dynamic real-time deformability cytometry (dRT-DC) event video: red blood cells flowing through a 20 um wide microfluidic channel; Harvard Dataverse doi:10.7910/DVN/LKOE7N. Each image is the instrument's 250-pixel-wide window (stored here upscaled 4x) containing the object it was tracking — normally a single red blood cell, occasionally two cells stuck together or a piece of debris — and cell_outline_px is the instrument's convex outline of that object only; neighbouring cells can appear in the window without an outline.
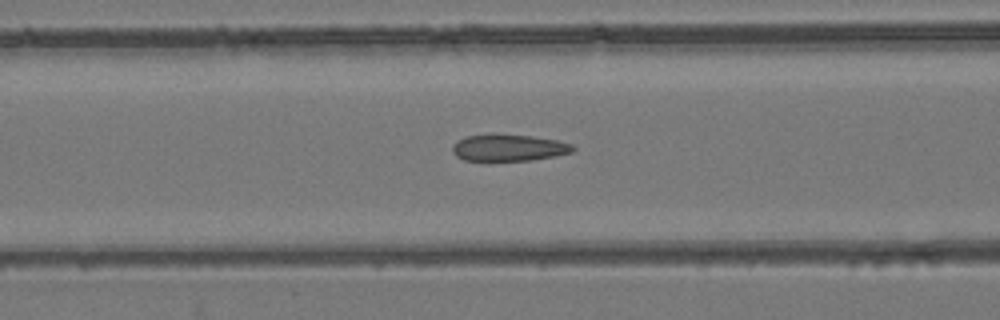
{"species": "common noctule bat (a hibernating species)", "species_latin": "Nyctalus noctula", "temperature_condition": "room temperature", "stored_images_in_passage": 53, "camera_frame_rate_fps": 3000, "um_per_image_px": 0.085, "animal": {"sex": "female", "body_mass_g": 24.6, "forearm_length_mm": 56.2}, "frame": {"image": 1, "passage_image": 23, "time_ms": 7.333, "image_size_px": [1000, 320], "cell_outline_px": [[576, 148], [572, 152], [556, 156], [532, 160], [464, 160], [456, 156], [452, 152], [452, 144], [468, 136], [492, 132], [532, 136], [556, 140], [572, 144]], "centroid_in_image_um": [43.24, 12.53], "position_along_channel_um": 123.4, "area_um2": 19.02}}
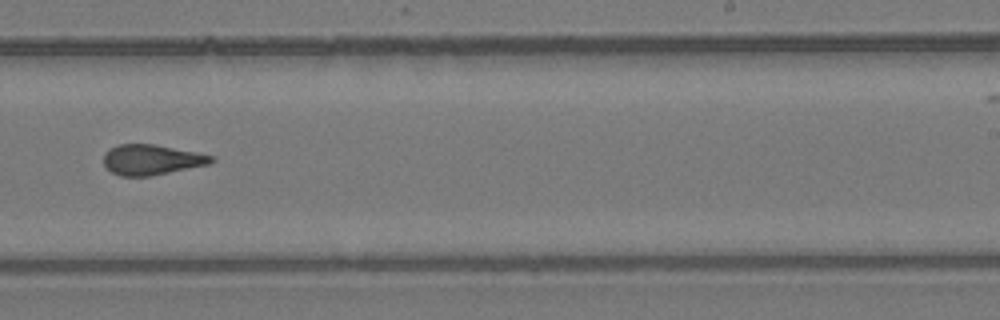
{"frame": {"image": 2, "passage_image": 35, "time_ms": 11.333, "image_size_px": [1000, 320], "cell_outline_px": [[216, 160], [208, 164], [152, 176], [120, 176], [112, 172], [104, 164], [104, 152], [120, 144], [156, 144], [196, 152], [212, 156]], "centroid_in_image_um": [12.88, 13.57], "position_along_channel_um": 276.1, "area_um2": 18.9}}
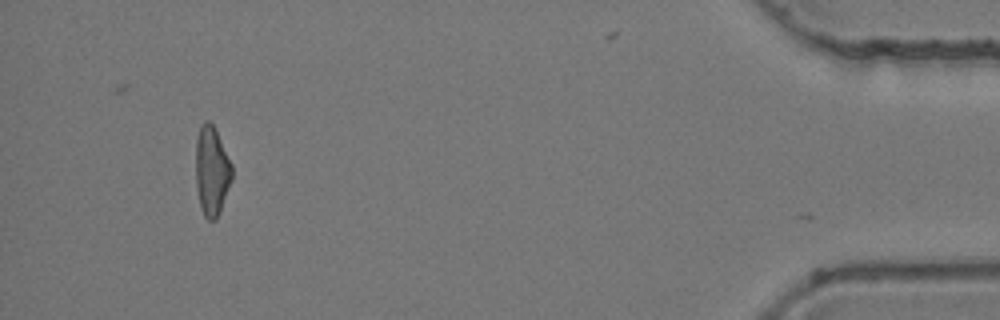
{"frame": {"image": 3, "passage_image": 52, "time_ms": 17.0, "image_size_px": [1000, 320], "cell_outline_px": [[232, 180], [220, 212], [216, 220], [208, 220], [204, 216], [200, 208], [196, 188], [196, 140], [200, 124], [204, 120], [208, 120], [212, 124], [232, 164]], "centroid_in_image_um": [17.99, 14.56], "position_along_channel_um": 417.2, "area_um2": 18.96}, "authors_computed_cell_mechanics": {"area_um2": 19.652, "velocity_mm_per_s": 3.8176, "shape_relaxation_time_tau1_ms": null, "shape_relaxation_time_tau2_ms": 0.9492, "deformation_change_tau1": null, "deformation_change_tau2": 0.0609}}